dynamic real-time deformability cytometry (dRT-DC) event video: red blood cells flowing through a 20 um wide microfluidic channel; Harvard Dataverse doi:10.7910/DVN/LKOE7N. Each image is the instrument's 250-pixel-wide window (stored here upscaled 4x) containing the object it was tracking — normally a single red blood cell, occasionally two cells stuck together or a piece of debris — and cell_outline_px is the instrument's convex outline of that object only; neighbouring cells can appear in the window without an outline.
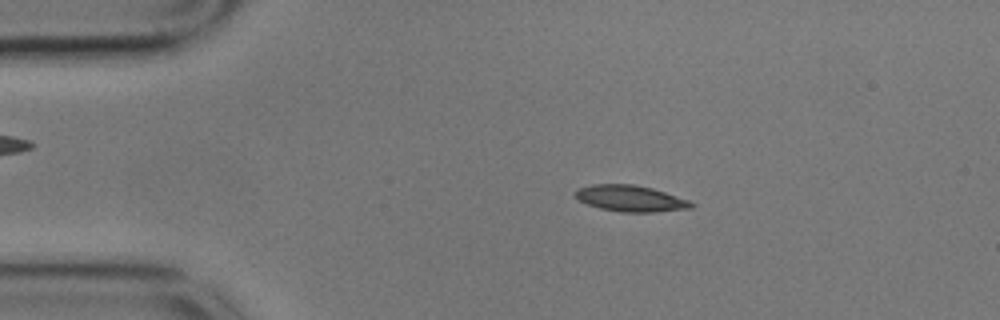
{"species": "common noctule bat (a hibernating species)", "species_latin": "Nyctalus noctula", "temperature_condition": "cold", "stored_images_in_passage": 56, "camera_frame_rate_fps": 3000, "um_per_image_px": 0.085, "animal": {"sex": "male", "body_mass_g": 17.9}, "frame": {"image": 1, "passage_image": 10, "time_ms": 3.0, "image_size_px": [1000, 320], "cell_outline_px": [[696, 204], [692, 208], [656, 212], [620, 212], [600, 208], [588, 204], [580, 200], [572, 192], [576, 188], [592, 184], [632, 184], [652, 188], [688, 200]], "centroid_in_image_um": [53.57, 16.86], "position_along_channel_um": 31.4, "area_um2": 17.74}}
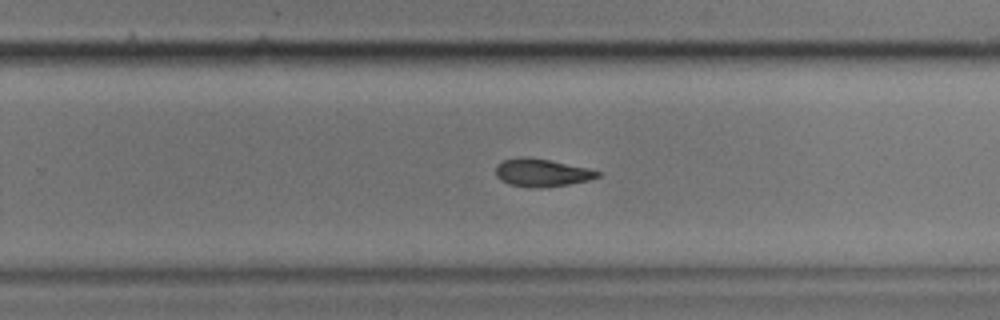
{"frame": {"image": 2, "passage_image": 35, "time_ms": 11.333, "image_size_px": [1000, 320], "cell_outline_px": [[600, 176], [588, 180], [568, 184], [540, 188], [528, 188], [508, 184], [500, 180], [496, 176], [496, 164], [504, 160], [520, 156], [528, 156], [588, 168], [600, 172]], "centroid_in_image_um": [45.99, 14.68], "position_along_channel_um": 283.8, "area_um2": 16.59}}
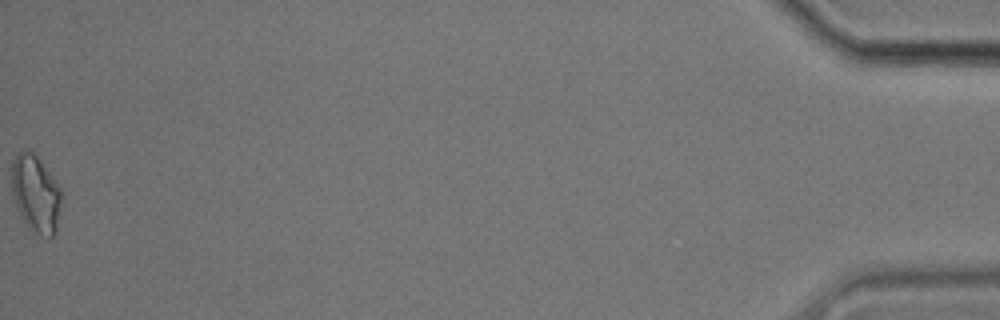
{"frame": {"image": 3, "passage_image": 56, "time_ms": 18.333, "image_size_px": [1000, 320], "cell_outline_px": [[60, 200], [56, 232], [52, 236], [48, 236], [36, 232], [24, 220], [12, 196], [12, 160], [16, 152], [24, 148], [32, 152], [40, 160], [52, 176], [60, 188]], "centroid_in_image_um": [3.01, 16.38], "position_along_channel_um": 432.2, "area_um2": 21.79}, "authors_computed_cell_mechanics": {"area_um2": 17.3978, "velocity_mm_per_s": 3.539, "shape_relaxation_time_tau1_ms": 1.9248, "shape_relaxation_time_tau2_ms": 5.8074, "deformation_change_tau1": 0.0881, "deformation_change_tau2": 0.106}}